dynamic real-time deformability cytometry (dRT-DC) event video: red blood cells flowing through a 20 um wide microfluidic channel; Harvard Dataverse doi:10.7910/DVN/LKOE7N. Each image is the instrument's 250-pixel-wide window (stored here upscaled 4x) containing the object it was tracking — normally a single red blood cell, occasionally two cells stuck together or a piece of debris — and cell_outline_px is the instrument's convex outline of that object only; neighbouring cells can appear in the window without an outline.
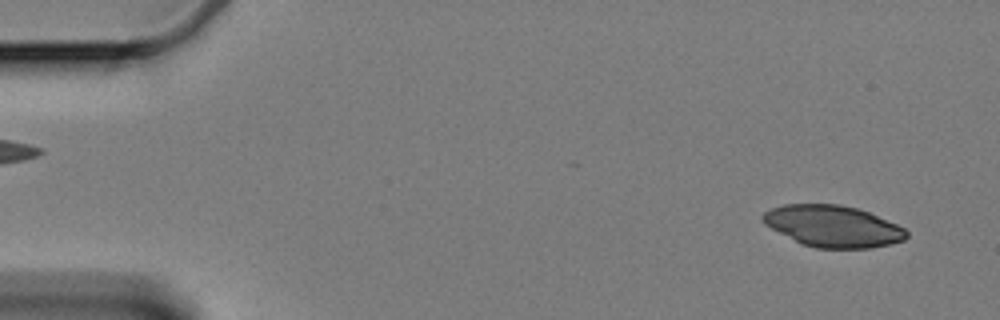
{"species": "Egyptian fruit bat (a non-hibernating species)", "species_latin": "Rousettus aegyptiacus", "temperature_condition": "cold", "stored_images_in_passage": 16, "camera_frame_rate_fps": 3000, "um_per_image_px": 0.085, "animal": {"sex": "female"}, "frame": {"image": 1, "passage_image": 3, "time_ms": 0.667, "image_size_px": [1000, 320], "cell_outline_px": [[908, 236], [904, 240], [892, 244], [872, 248], [816, 248], [800, 244], [764, 224], [760, 216], [764, 212], [772, 208], [784, 204], [840, 204], [856, 208], [868, 212], [896, 224], [904, 228], [908, 232]], "centroid_in_image_um": [70.78, 19.23], "position_along_channel_um": 14.2, "area_um2": 34.85}}